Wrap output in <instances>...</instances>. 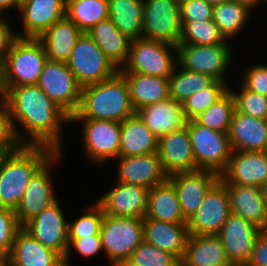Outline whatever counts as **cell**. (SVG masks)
<instances>
[{"mask_svg": "<svg viewBox=\"0 0 267 266\" xmlns=\"http://www.w3.org/2000/svg\"><path fill=\"white\" fill-rule=\"evenodd\" d=\"M227 45L226 42L215 45L178 44V65L188 71L206 74L216 81L224 82L223 74L231 59Z\"/></svg>", "mask_w": 267, "mask_h": 266, "instance_id": "cell-13", "label": "cell"}, {"mask_svg": "<svg viewBox=\"0 0 267 266\" xmlns=\"http://www.w3.org/2000/svg\"><path fill=\"white\" fill-rule=\"evenodd\" d=\"M2 99L8 105L13 128L20 143L25 137L16 133L14 118L31 136V140L25 142L26 145L48 146L60 152V122H69L70 116L37 84L11 87Z\"/></svg>", "mask_w": 267, "mask_h": 266, "instance_id": "cell-1", "label": "cell"}, {"mask_svg": "<svg viewBox=\"0 0 267 266\" xmlns=\"http://www.w3.org/2000/svg\"><path fill=\"white\" fill-rule=\"evenodd\" d=\"M147 187L117 183L116 188L98 200L105 215L143 219L148 206Z\"/></svg>", "mask_w": 267, "mask_h": 266, "instance_id": "cell-17", "label": "cell"}, {"mask_svg": "<svg viewBox=\"0 0 267 266\" xmlns=\"http://www.w3.org/2000/svg\"><path fill=\"white\" fill-rule=\"evenodd\" d=\"M18 38L11 32L10 26L6 21H0V58H6V55L10 52L13 42Z\"/></svg>", "mask_w": 267, "mask_h": 266, "instance_id": "cell-50", "label": "cell"}, {"mask_svg": "<svg viewBox=\"0 0 267 266\" xmlns=\"http://www.w3.org/2000/svg\"><path fill=\"white\" fill-rule=\"evenodd\" d=\"M85 120L84 140L87 155L95 162L119 157L120 123L111 120L70 119L71 121Z\"/></svg>", "mask_w": 267, "mask_h": 266, "instance_id": "cell-19", "label": "cell"}, {"mask_svg": "<svg viewBox=\"0 0 267 266\" xmlns=\"http://www.w3.org/2000/svg\"><path fill=\"white\" fill-rule=\"evenodd\" d=\"M235 102V110L237 112L265 119L267 117V96L255 93L244 87L240 93L231 91Z\"/></svg>", "mask_w": 267, "mask_h": 266, "instance_id": "cell-42", "label": "cell"}, {"mask_svg": "<svg viewBox=\"0 0 267 266\" xmlns=\"http://www.w3.org/2000/svg\"><path fill=\"white\" fill-rule=\"evenodd\" d=\"M69 247L71 245L83 256L90 257L97 254L102 246L101 235H93L84 238H68Z\"/></svg>", "mask_w": 267, "mask_h": 266, "instance_id": "cell-48", "label": "cell"}, {"mask_svg": "<svg viewBox=\"0 0 267 266\" xmlns=\"http://www.w3.org/2000/svg\"><path fill=\"white\" fill-rule=\"evenodd\" d=\"M168 180L176 189L183 216L188 221L200 207L205 194L219 180V175L198 169L171 174Z\"/></svg>", "mask_w": 267, "mask_h": 266, "instance_id": "cell-15", "label": "cell"}, {"mask_svg": "<svg viewBox=\"0 0 267 266\" xmlns=\"http://www.w3.org/2000/svg\"><path fill=\"white\" fill-rule=\"evenodd\" d=\"M67 65L81 87L107 80L119 71L86 32L77 40Z\"/></svg>", "mask_w": 267, "mask_h": 266, "instance_id": "cell-7", "label": "cell"}, {"mask_svg": "<svg viewBox=\"0 0 267 266\" xmlns=\"http://www.w3.org/2000/svg\"><path fill=\"white\" fill-rule=\"evenodd\" d=\"M261 229L231 213L218 234L229 261L234 266H245L249 261Z\"/></svg>", "mask_w": 267, "mask_h": 266, "instance_id": "cell-16", "label": "cell"}, {"mask_svg": "<svg viewBox=\"0 0 267 266\" xmlns=\"http://www.w3.org/2000/svg\"><path fill=\"white\" fill-rule=\"evenodd\" d=\"M242 86L245 89L267 96V66H255L249 70Z\"/></svg>", "mask_w": 267, "mask_h": 266, "instance_id": "cell-47", "label": "cell"}, {"mask_svg": "<svg viewBox=\"0 0 267 266\" xmlns=\"http://www.w3.org/2000/svg\"><path fill=\"white\" fill-rule=\"evenodd\" d=\"M231 214L226 187L218 180L205 194L197 211L187 221L189 234L218 235Z\"/></svg>", "mask_w": 267, "mask_h": 266, "instance_id": "cell-12", "label": "cell"}, {"mask_svg": "<svg viewBox=\"0 0 267 266\" xmlns=\"http://www.w3.org/2000/svg\"><path fill=\"white\" fill-rule=\"evenodd\" d=\"M3 266H15L14 264H12L8 259L5 261Z\"/></svg>", "mask_w": 267, "mask_h": 266, "instance_id": "cell-57", "label": "cell"}, {"mask_svg": "<svg viewBox=\"0 0 267 266\" xmlns=\"http://www.w3.org/2000/svg\"><path fill=\"white\" fill-rule=\"evenodd\" d=\"M249 9L235 0H228L213 6V21L220 33L229 38L236 35L245 24Z\"/></svg>", "mask_w": 267, "mask_h": 266, "instance_id": "cell-37", "label": "cell"}, {"mask_svg": "<svg viewBox=\"0 0 267 266\" xmlns=\"http://www.w3.org/2000/svg\"><path fill=\"white\" fill-rule=\"evenodd\" d=\"M25 36L38 39L54 23L66 16V0H26L20 5Z\"/></svg>", "mask_w": 267, "mask_h": 266, "instance_id": "cell-22", "label": "cell"}, {"mask_svg": "<svg viewBox=\"0 0 267 266\" xmlns=\"http://www.w3.org/2000/svg\"><path fill=\"white\" fill-rule=\"evenodd\" d=\"M128 84L135 111L169 98L168 78L141 73H121Z\"/></svg>", "mask_w": 267, "mask_h": 266, "instance_id": "cell-33", "label": "cell"}, {"mask_svg": "<svg viewBox=\"0 0 267 266\" xmlns=\"http://www.w3.org/2000/svg\"><path fill=\"white\" fill-rule=\"evenodd\" d=\"M266 180L267 151H232L227 167L219 175L222 184L261 188Z\"/></svg>", "mask_w": 267, "mask_h": 266, "instance_id": "cell-14", "label": "cell"}, {"mask_svg": "<svg viewBox=\"0 0 267 266\" xmlns=\"http://www.w3.org/2000/svg\"><path fill=\"white\" fill-rule=\"evenodd\" d=\"M229 196L231 213L259 229H267V204L260 187L223 184Z\"/></svg>", "mask_w": 267, "mask_h": 266, "instance_id": "cell-24", "label": "cell"}, {"mask_svg": "<svg viewBox=\"0 0 267 266\" xmlns=\"http://www.w3.org/2000/svg\"><path fill=\"white\" fill-rule=\"evenodd\" d=\"M90 207V212L82 215L78 220L70 225L68 223V238H84L93 235H100L104 212L101 207L95 203Z\"/></svg>", "mask_w": 267, "mask_h": 266, "instance_id": "cell-43", "label": "cell"}, {"mask_svg": "<svg viewBox=\"0 0 267 266\" xmlns=\"http://www.w3.org/2000/svg\"><path fill=\"white\" fill-rule=\"evenodd\" d=\"M158 138L137 113L120 123L119 156H138L157 152Z\"/></svg>", "mask_w": 267, "mask_h": 266, "instance_id": "cell-30", "label": "cell"}, {"mask_svg": "<svg viewBox=\"0 0 267 266\" xmlns=\"http://www.w3.org/2000/svg\"><path fill=\"white\" fill-rule=\"evenodd\" d=\"M144 218L167 223H187L176 189L168 179L149 189L148 206Z\"/></svg>", "mask_w": 267, "mask_h": 266, "instance_id": "cell-32", "label": "cell"}, {"mask_svg": "<svg viewBox=\"0 0 267 266\" xmlns=\"http://www.w3.org/2000/svg\"><path fill=\"white\" fill-rule=\"evenodd\" d=\"M5 88V72H4V59L0 58V93L3 97Z\"/></svg>", "mask_w": 267, "mask_h": 266, "instance_id": "cell-52", "label": "cell"}, {"mask_svg": "<svg viewBox=\"0 0 267 266\" xmlns=\"http://www.w3.org/2000/svg\"><path fill=\"white\" fill-rule=\"evenodd\" d=\"M157 154L168 176L197 170L187 126L159 137Z\"/></svg>", "mask_w": 267, "mask_h": 266, "instance_id": "cell-18", "label": "cell"}, {"mask_svg": "<svg viewBox=\"0 0 267 266\" xmlns=\"http://www.w3.org/2000/svg\"><path fill=\"white\" fill-rule=\"evenodd\" d=\"M136 113L157 138L180 130L186 126L187 122L183 113V104L170 97L164 101L144 106Z\"/></svg>", "mask_w": 267, "mask_h": 266, "instance_id": "cell-26", "label": "cell"}, {"mask_svg": "<svg viewBox=\"0 0 267 266\" xmlns=\"http://www.w3.org/2000/svg\"><path fill=\"white\" fill-rule=\"evenodd\" d=\"M68 223L56 200L22 228L43 246L59 254L64 259V266H69Z\"/></svg>", "mask_w": 267, "mask_h": 266, "instance_id": "cell-11", "label": "cell"}, {"mask_svg": "<svg viewBox=\"0 0 267 266\" xmlns=\"http://www.w3.org/2000/svg\"><path fill=\"white\" fill-rule=\"evenodd\" d=\"M100 235L113 266H122L144 241L143 219L104 214Z\"/></svg>", "mask_w": 267, "mask_h": 266, "instance_id": "cell-5", "label": "cell"}, {"mask_svg": "<svg viewBox=\"0 0 267 266\" xmlns=\"http://www.w3.org/2000/svg\"><path fill=\"white\" fill-rule=\"evenodd\" d=\"M261 189H262V192H263L264 200H265V202H266V204H267V180H266V182L262 185Z\"/></svg>", "mask_w": 267, "mask_h": 266, "instance_id": "cell-54", "label": "cell"}, {"mask_svg": "<svg viewBox=\"0 0 267 266\" xmlns=\"http://www.w3.org/2000/svg\"><path fill=\"white\" fill-rule=\"evenodd\" d=\"M168 48H173L177 52L176 46L168 43L145 38L133 39L125 68L119 69V72L169 78L175 64Z\"/></svg>", "mask_w": 267, "mask_h": 266, "instance_id": "cell-8", "label": "cell"}, {"mask_svg": "<svg viewBox=\"0 0 267 266\" xmlns=\"http://www.w3.org/2000/svg\"><path fill=\"white\" fill-rule=\"evenodd\" d=\"M179 10L181 21L213 20V6L205 0H186Z\"/></svg>", "mask_w": 267, "mask_h": 266, "instance_id": "cell-46", "label": "cell"}, {"mask_svg": "<svg viewBox=\"0 0 267 266\" xmlns=\"http://www.w3.org/2000/svg\"><path fill=\"white\" fill-rule=\"evenodd\" d=\"M56 153L48 146L23 144L0 154V206L15 210L32 176Z\"/></svg>", "mask_w": 267, "mask_h": 266, "instance_id": "cell-2", "label": "cell"}, {"mask_svg": "<svg viewBox=\"0 0 267 266\" xmlns=\"http://www.w3.org/2000/svg\"><path fill=\"white\" fill-rule=\"evenodd\" d=\"M59 155L60 152H57L32 176L27 184L24 195L14 210L21 226L56 201L47 167L49 162L57 159Z\"/></svg>", "mask_w": 267, "mask_h": 266, "instance_id": "cell-20", "label": "cell"}, {"mask_svg": "<svg viewBox=\"0 0 267 266\" xmlns=\"http://www.w3.org/2000/svg\"><path fill=\"white\" fill-rule=\"evenodd\" d=\"M197 170H209L220 175L231 157L228 133L202 126L195 119L186 122Z\"/></svg>", "mask_w": 267, "mask_h": 266, "instance_id": "cell-6", "label": "cell"}, {"mask_svg": "<svg viewBox=\"0 0 267 266\" xmlns=\"http://www.w3.org/2000/svg\"><path fill=\"white\" fill-rule=\"evenodd\" d=\"M20 5L21 3L19 0H0V14H2L3 10L12 6H17L20 9Z\"/></svg>", "mask_w": 267, "mask_h": 266, "instance_id": "cell-51", "label": "cell"}, {"mask_svg": "<svg viewBox=\"0 0 267 266\" xmlns=\"http://www.w3.org/2000/svg\"><path fill=\"white\" fill-rule=\"evenodd\" d=\"M208 4L215 6L228 0H205Z\"/></svg>", "mask_w": 267, "mask_h": 266, "instance_id": "cell-55", "label": "cell"}, {"mask_svg": "<svg viewBox=\"0 0 267 266\" xmlns=\"http://www.w3.org/2000/svg\"><path fill=\"white\" fill-rule=\"evenodd\" d=\"M228 138L232 151H267L265 119L255 118L234 110Z\"/></svg>", "mask_w": 267, "mask_h": 266, "instance_id": "cell-23", "label": "cell"}, {"mask_svg": "<svg viewBox=\"0 0 267 266\" xmlns=\"http://www.w3.org/2000/svg\"><path fill=\"white\" fill-rule=\"evenodd\" d=\"M177 3H182V2H184V1H186V0H175Z\"/></svg>", "mask_w": 267, "mask_h": 266, "instance_id": "cell-58", "label": "cell"}, {"mask_svg": "<svg viewBox=\"0 0 267 266\" xmlns=\"http://www.w3.org/2000/svg\"><path fill=\"white\" fill-rule=\"evenodd\" d=\"M144 241L168 251L179 260L183 258L190 236L187 223H167L143 218Z\"/></svg>", "mask_w": 267, "mask_h": 266, "instance_id": "cell-25", "label": "cell"}, {"mask_svg": "<svg viewBox=\"0 0 267 266\" xmlns=\"http://www.w3.org/2000/svg\"><path fill=\"white\" fill-rule=\"evenodd\" d=\"M169 97L178 103H183L194 92L209 87L215 79L211 76L186 69L172 74L168 78Z\"/></svg>", "mask_w": 267, "mask_h": 266, "instance_id": "cell-36", "label": "cell"}, {"mask_svg": "<svg viewBox=\"0 0 267 266\" xmlns=\"http://www.w3.org/2000/svg\"><path fill=\"white\" fill-rule=\"evenodd\" d=\"M179 11L175 0H145L142 38L177 46L182 33Z\"/></svg>", "mask_w": 267, "mask_h": 266, "instance_id": "cell-9", "label": "cell"}, {"mask_svg": "<svg viewBox=\"0 0 267 266\" xmlns=\"http://www.w3.org/2000/svg\"><path fill=\"white\" fill-rule=\"evenodd\" d=\"M37 85L70 117L77 112L82 87L67 63L47 60Z\"/></svg>", "mask_w": 267, "mask_h": 266, "instance_id": "cell-10", "label": "cell"}, {"mask_svg": "<svg viewBox=\"0 0 267 266\" xmlns=\"http://www.w3.org/2000/svg\"><path fill=\"white\" fill-rule=\"evenodd\" d=\"M242 5L246 6L248 9H251V7L257 3H259L261 0H235Z\"/></svg>", "mask_w": 267, "mask_h": 266, "instance_id": "cell-53", "label": "cell"}, {"mask_svg": "<svg viewBox=\"0 0 267 266\" xmlns=\"http://www.w3.org/2000/svg\"><path fill=\"white\" fill-rule=\"evenodd\" d=\"M119 181L151 189L165 182L168 175L164 172L157 152L138 156H119Z\"/></svg>", "mask_w": 267, "mask_h": 266, "instance_id": "cell-21", "label": "cell"}, {"mask_svg": "<svg viewBox=\"0 0 267 266\" xmlns=\"http://www.w3.org/2000/svg\"><path fill=\"white\" fill-rule=\"evenodd\" d=\"M265 124H266V128H267V117L265 118Z\"/></svg>", "mask_w": 267, "mask_h": 266, "instance_id": "cell-59", "label": "cell"}, {"mask_svg": "<svg viewBox=\"0 0 267 266\" xmlns=\"http://www.w3.org/2000/svg\"><path fill=\"white\" fill-rule=\"evenodd\" d=\"M22 228L15 211L0 206V253L8 257L17 232Z\"/></svg>", "mask_w": 267, "mask_h": 266, "instance_id": "cell-44", "label": "cell"}, {"mask_svg": "<svg viewBox=\"0 0 267 266\" xmlns=\"http://www.w3.org/2000/svg\"><path fill=\"white\" fill-rule=\"evenodd\" d=\"M86 33L116 68L126 64L132 39L123 34L110 18L99 22Z\"/></svg>", "mask_w": 267, "mask_h": 266, "instance_id": "cell-31", "label": "cell"}, {"mask_svg": "<svg viewBox=\"0 0 267 266\" xmlns=\"http://www.w3.org/2000/svg\"><path fill=\"white\" fill-rule=\"evenodd\" d=\"M180 266H234L218 235H190Z\"/></svg>", "mask_w": 267, "mask_h": 266, "instance_id": "cell-28", "label": "cell"}, {"mask_svg": "<svg viewBox=\"0 0 267 266\" xmlns=\"http://www.w3.org/2000/svg\"><path fill=\"white\" fill-rule=\"evenodd\" d=\"M82 31L67 16L47 29L38 40L48 60L67 63Z\"/></svg>", "mask_w": 267, "mask_h": 266, "instance_id": "cell-29", "label": "cell"}, {"mask_svg": "<svg viewBox=\"0 0 267 266\" xmlns=\"http://www.w3.org/2000/svg\"><path fill=\"white\" fill-rule=\"evenodd\" d=\"M122 266H180L172 253L143 241Z\"/></svg>", "mask_w": 267, "mask_h": 266, "instance_id": "cell-41", "label": "cell"}, {"mask_svg": "<svg viewBox=\"0 0 267 266\" xmlns=\"http://www.w3.org/2000/svg\"><path fill=\"white\" fill-rule=\"evenodd\" d=\"M66 16L83 32L109 19L108 0H66Z\"/></svg>", "mask_w": 267, "mask_h": 266, "instance_id": "cell-35", "label": "cell"}, {"mask_svg": "<svg viewBox=\"0 0 267 266\" xmlns=\"http://www.w3.org/2000/svg\"><path fill=\"white\" fill-rule=\"evenodd\" d=\"M23 143L16 137L8 105L2 99L0 107V154L17 150Z\"/></svg>", "mask_w": 267, "mask_h": 266, "instance_id": "cell-45", "label": "cell"}, {"mask_svg": "<svg viewBox=\"0 0 267 266\" xmlns=\"http://www.w3.org/2000/svg\"><path fill=\"white\" fill-rule=\"evenodd\" d=\"M181 24L179 44L215 45L226 40L213 20L181 21Z\"/></svg>", "mask_w": 267, "mask_h": 266, "instance_id": "cell-39", "label": "cell"}, {"mask_svg": "<svg viewBox=\"0 0 267 266\" xmlns=\"http://www.w3.org/2000/svg\"><path fill=\"white\" fill-rule=\"evenodd\" d=\"M7 260V257L0 253V266H3L5 261Z\"/></svg>", "mask_w": 267, "mask_h": 266, "instance_id": "cell-56", "label": "cell"}, {"mask_svg": "<svg viewBox=\"0 0 267 266\" xmlns=\"http://www.w3.org/2000/svg\"><path fill=\"white\" fill-rule=\"evenodd\" d=\"M234 110V98L231 90H228L219 100L198 115L195 120L212 130L228 133Z\"/></svg>", "mask_w": 267, "mask_h": 266, "instance_id": "cell-38", "label": "cell"}, {"mask_svg": "<svg viewBox=\"0 0 267 266\" xmlns=\"http://www.w3.org/2000/svg\"><path fill=\"white\" fill-rule=\"evenodd\" d=\"M226 87L225 82L215 80L209 87L194 92L182 103L185 119H195L204 112L229 90Z\"/></svg>", "mask_w": 267, "mask_h": 266, "instance_id": "cell-40", "label": "cell"}, {"mask_svg": "<svg viewBox=\"0 0 267 266\" xmlns=\"http://www.w3.org/2000/svg\"><path fill=\"white\" fill-rule=\"evenodd\" d=\"M245 266H267V229H261Z\"/></svg>", "mask_w": 267, "mask_h": 266, "instance_id": "cell-49", "label": "cell"}, {"mask_svg": "<svg viewBox=\"0 0 267 266\" xmlns=\"http://www.w3.org/2000/svg\"><path fill=\"white\" fill-rule=\"evenodd\" d=\"M48 57L35 38L18 37L4 60L5 88L37 84Z\"/></svg>", "mask_w": 267, "mask_h": 266, "instance_id": "cell-4", "label": "cell"}, {"mask_svg": "<svg viewBox=\"0 0 267 266\" xmlns=\"http://www.w3.org/2000/svg\"><path fill=\"white\" fill-rule=\"evenodd\" d=\"M7 259L15 266H64V259L21 228Z\"/></svg>", "mask_w": 267, "mask_h": 266, "instance_id": "cell-27", "label": "cell"}, {"mask_svg": "<svg viewBox=\"0 0 267 266\" xmlns=\"http://www.w3.org/2000/svg\"><path fill=\"white\" fill-rule=\"evenodd\" d=\"M109 18L130 39L142 38L144 0H108Z\"/></svg>", "mask_w": 267, "mask_h": 266, "instance_id": "cell-34", "label": "cell"}, {"mask_svg": "<svg viewBox=\"0 0 267 266\" xmlns=\"http://www.w3.org/2000/svg\"><path fill=\"white\" fill-rule=\"evenodd\" d=\"M135 113L128 84L118 71L107 80L82 87L79 108L70 119L111 120L121 123Z\"/></svg>", "mask_w": 267, "mask_h": 266, "instance_id": "cell-3", "label": "cell"}]
</instances>
